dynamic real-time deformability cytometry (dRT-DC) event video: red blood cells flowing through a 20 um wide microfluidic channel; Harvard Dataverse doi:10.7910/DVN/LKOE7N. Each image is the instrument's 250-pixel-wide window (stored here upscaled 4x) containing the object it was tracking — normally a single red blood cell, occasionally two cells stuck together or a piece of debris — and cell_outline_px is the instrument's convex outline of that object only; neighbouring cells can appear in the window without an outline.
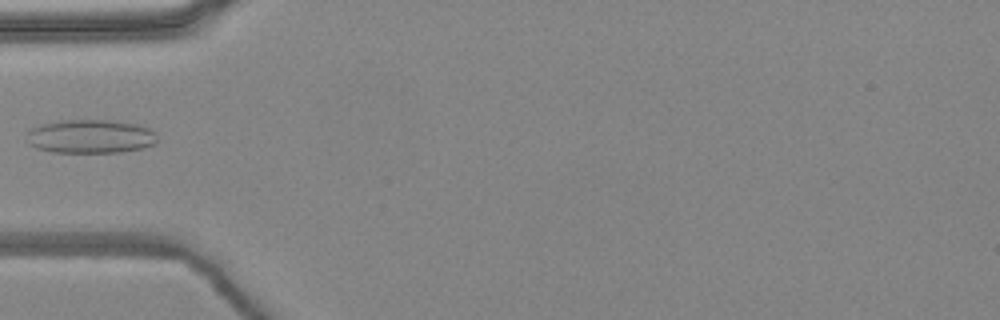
{"species": "common noctule bat (a hibernating species)", "species_latin": "Nyctalus noctula", "temperature_condition": "warm", "stored_images_in_passage": 4, "camera_frame_rate_fps": 3000, "um_per_image_px": 0.085, "animal": {"sex": "female", "body_mass_g": 24.6, "forearm_length_mm": 56.2}, "frame": {"image": 1, "passage_image": 4, "time_ms": 1.0, "image_size_px": [1000, 320], "cell_outline_px": [[156, 144], [144, 148], [120, 152], [52, 152], [36, 148], [28, 144], [28, 128], [40, 124], [56, 120], [108, 120], [136, 124], [148, 128], [156, 132]], "centroid_in_image_um": [7.67, 11.59], "position_along_channel_um": 77.3, "area_um2": 25.89}}